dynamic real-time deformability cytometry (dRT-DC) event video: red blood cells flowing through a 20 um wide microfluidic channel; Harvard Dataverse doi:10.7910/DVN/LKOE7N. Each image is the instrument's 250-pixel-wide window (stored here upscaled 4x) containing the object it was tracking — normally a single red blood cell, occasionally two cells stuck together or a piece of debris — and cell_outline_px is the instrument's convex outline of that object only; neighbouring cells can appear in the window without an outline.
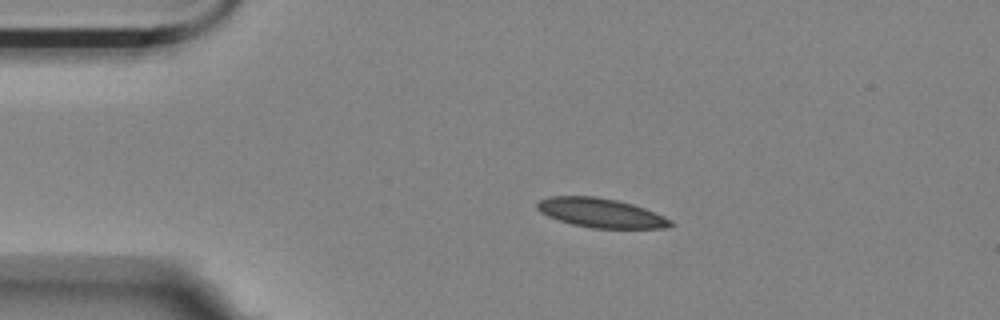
{"species": "Egyptian fruit bat (a non-hibernating species)", "species_latin": "Rousettus aegyptiacus", "temperature_condition": "room temperature", "stored_images_in_passage": 2, "camera_frame_rate_fps": 3000, "um_per_image_px": 0.085, "animal": {"sex": "female"}, "frame": {"image": 1, "passage_image": 1, "time_ms": 0.0, "image_size_px": [1000, 320], "cell_outline_px": [[676, 224], [664, 228], [592, 228], [572, 224], [548, 216], [540, 212], [536, 208], [536, 204], [540, 200], [548, 196], [596, 196], [616, 200], [632, 204], [644, 208], [664, 216], [672, 220]], "centroid_in_image_um": [51.07, 18.09], "position_along_channel_um": 33.9, "area_um2": 22.72}}